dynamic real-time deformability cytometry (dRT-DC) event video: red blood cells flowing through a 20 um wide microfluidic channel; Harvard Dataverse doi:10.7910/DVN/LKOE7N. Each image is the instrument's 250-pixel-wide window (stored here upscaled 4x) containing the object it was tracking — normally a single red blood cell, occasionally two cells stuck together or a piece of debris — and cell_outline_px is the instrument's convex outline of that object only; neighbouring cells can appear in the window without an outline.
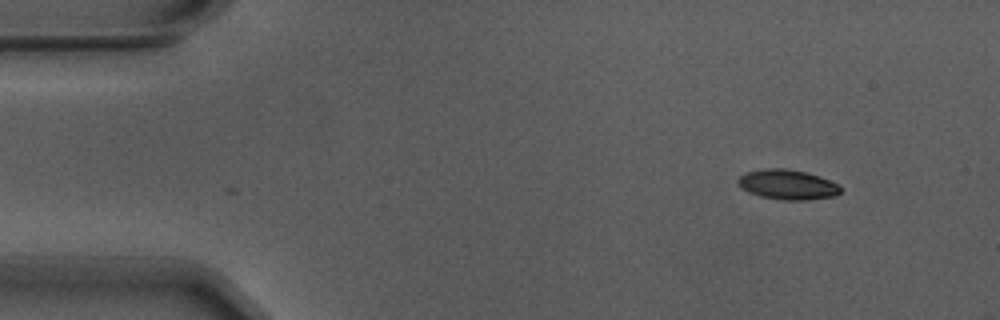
{"species": "Egyptian fruit bat (a non-hibernating species)", "species_latin": "Rousettus aegyptiacus", "temperature_condition": "warm", "stored_images_in_passage": 6, "camera_frame_rate_fps": 3000, "um_per_image_px": 0.085, "animal": {"sex": "male"}, "frame": {"image": 1, "passage_image": 1, "time_ms": 0.0, "image_size_px": [1000, 320], "cell_outline_px": [[840, 192], [836, 196], [808, 200], [784, 200], [760, 196], [748, 192], [736, 180], [740, 176], [748, 172], [768, 168], [784, 168], [804, 172], [828, 180], [836, 184], [840, 188]], "centroid_in_image_um": [66.94, 15.7], "position_along_channel_um": 18.1, "area_um2": 17.46}}